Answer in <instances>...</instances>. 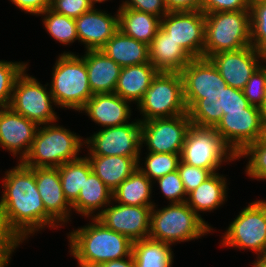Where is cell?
I'll use <instances>...</instances> for the list:
<instances>
[{
	"instance_id": "cell-3",
	"label": "cell",
	"mask_w": 266,
	"mask_h": 267,
	"mask_svg": "<svg viewBox=\"0 0 266 267\" xmlns=\"http://www.w3.org/2000/svg\"><path fill=\"white\" fill-rule=\"evenodd\" d=\"M154 205L150 215L148 238L172 246L188 242L215 231L205 219L199 217L187 204L172 203L159 209Z\"/></svg>"
},
{
	"instance_id": "cell-4",
	"label": "cell",
	"mask_w": 266,
	"mask_h": 267,
	"mask_svg": "<svg viewBox=\"0 0 266 267\" xmlns=\"http://www.w3.org/2000/svg\"><path fill=\"white\" fill-rule=\"evenodd\" d=\"M85 139L56 122L39 125L22 163L30 168L58 167L78 159Z\"/></svg>"
},
{
	"instance_id": "cell-8",
	"label": "cell",
	"mask_w": 266,
	"mask_h": 267,
	"mask_svg": "<svg viewBox=\"0 0 266 267\" xmlns=\"http://www.w3.org/2000/svg\"><path fill=\"white\" fill-rule=\"evenodd\" d=\"M180 159L186 164L216 173L223 163L237 160V155L214 128L191 125Z\"/></svg>"
},
{
	"instance_id": "cell-16",
	"label": "cell",
	"mask_w": 266,
	"mask_h": 267,
	"mask_svg": "<svg viewBox=\"0 0 266 267\" xmlns=\"http://www.w3.org/2000/svg\"><path fill=\"white\" fill-rule=\"evenodd\" d=\"M187 110L206 94L220 93L228 85L207 58L192 59L180 72Z\"/></svg>"
},
{
	"instance_id": "cell-11",
	"label": "cell",
	"mask_w": 266,
	"mask_h": 267,
	"mask_svg": "<svg viewBox=\"0 0 266 267\" xmlns=\"http://www.w3.org/2000/svg\"><path fill=\"white\" fill-rule=\"evenodd\" d=\"M85 147L88 155L141 157V122L102 128L85 138Z\"/></svg>"
},
{
	"instance_id": "cell-10",
	"label": "cell",
	"mask_w": 266,
	"mask_h": 267,
	"mask_svg": "<svg viewBox=\"0 0 266 267\" xmlns=\"http://www.w3.org/2000/svg\"><path fill=\"white\" fill-rule=\"evenodd\" d=\"M27 68L17 77L9 107L38 125L58 122L56 104L50 92L49 83L43 85L34 76L27 74ZM54 103V104H53Z\"/></svg>"
},
{
	"instance_id": "cell-46",
	"label": "cell",
	"mask_w": 266,
	"mask_h": 267,
	"mask_svg": "<svg viewBox=\"0 0 266 267\" xmlns=\"http://www.w3.org/2000/svg\"><path fill=\"white\" fill-rule=\"evenodd\" d=\"M243 90L235 89L228 86L226 111L244 110L249 106Z\"/></svg>"
},
{
	"instance_id": "cell-21",
	"label": "cell",
	"mask_w": 266,
	"mask_h": 267,
	"mask_svg": "<svg viewBox=\"0 0 266 267\" xmlns=\"http://www.w3.org/2000/svg\"><path fill=\"white\" fill-rule=\"evenodd\" d=\"M131 103L116 93L94 94L80 110L101 127L127 124L132 116Z\"/></svg>"
},
{
	"instance_id": "cell-52",
	"label": "cell",
	"mask_w": 266,
	"mask_h": 267,
	"mask_svg": "<svg viewBox=\"0 0 266 267\" xmlns=\"http://www.w3.org/2000/svg\"><path fill=\"white\" fill-rule=\"evenodd\" d=\"M258 141L261 143H266V123L261 124V130Z\"/></svg>"
},
{
	"instance_id": "cell-32",
	"label": "cell",
	"mask_w": 266,
	"mask_h": 267,
	"mask_svg": "<svg viewBox=\"0 0 266 267\" xmlns=\"http://www.w3.org/2000/svg\"><path fill=\"white\" fill-rule=\"evenodd\" d=\"M173 254L171 245L151 238L135 241L132 246L136 267H172Z\"/></svg>"
},
{
	"instance_id": "cell-45",
	"label": "cell",
	"mask_w": 266,
	"mask_h": 267,
	"mask_svg": "<svg viewBox=\"0 0 266 267\" xmlns=\"http://www.w3.org/2000/svg\"><path fill=\"white\" fill-rule=\"evenodd\" d=\"M21 11L32 15H40L50 8L51 0H10Z\"/></svg>"
},
{
	"instance_id": "cell-34",
	"label": "cell",
	"mask_w": 266,
	"mask_h": 267,
	"mask_svg": "<svg viewBox=\"0 0 266 267\" xmlns=\"http://www.w3.org/2000/svg\"><path fill=\"white\" fill-rule=\"evenodd\" d=\"M39 16H43L42 22L50 37L63 44V46L73 44L78 40L74 18L58 14L50 8Z\"/></svg>"
},
{
	"instance_id": "cell-50",
	"label": "cell",
	"mask_w": 266,
	"mask_h": 267,
	"mask_svg": "<svg viewBox=\"0 0 266 267\" xmlns=\"http://www.w3.org/2000/svg\"><path fill=\"white\" fill-rule=\"evenodd\" d=\"M93 267H136V264H135L133 255H131L123 259H116L113 261L100 263Z\"/></svg>"
},
{
	"instance_id": "cell-29",
	"label": "cell",
	"mask_w": 266,
	"mask_h": 267,
	"mask_svg": "<svg viewBox=\"0 0 266 267\" xmlns=\"http://www.w3.org/2000/svg\"><path fill=\"white\" fill-rule=\"evenodd\" d=\"M119 30L137 41L149 45L161 27V18L129 8H118Z\"/></svg>"
},
{
	"instance_id": "cell-22",
	"label": "cell",
	"mask_w": 266,
	"mask_h": 267,
	"mask_svg": "<svg viewBox=\"0 0 266 267\" xmlns=\"http://www.w3.org/2000/svg\"><path fill=\"white\" fill-rule=\"evenodd\" d=\"M149 61L158 70L164 72H181L193 59L161 27L148 45Z\"/></svg>"
},
{
	"instance_id": "cell-9",
	"label": "cell",
	"mask_w": 266,
	"mask_h": 267,
	"mask_svg": "<svg viewBox=\"0 0 266 267\" xmlns=\"http://www.w3.org/2000/svg\"><path fill=\"white\" fill-rule=\"evenodd\" d=\"M220 243L223 247L251 250L257 256L266 251V200H256L230 222Z\"/></svg>"
},
{
	"instance_id": "cell-28",
	"label": "cell",
	"mask_w": 266,
	"mask_h": 267,
	"mask_svg": "<svg viewBox=\"0 0 266 267\" xmlns=\"http://www.w3.org/2000/svg\"><path fill=\"white\" fill-rule=\"evenodd\" d=\"M100 50L122 68L150 63L148 45L123 34L120 30Z\"/></svg>"
},
{
	"instance_id": "cell-37",
	"label": "cell",
	"mask_w": 266,
	"mask_h": 267,
	"mask_svg": "<svg viewBox=\"0 0 266 267\" xmlns=\"http://www.w3.org/2000/svg\"><path fill=\"white\" fill-rule=\"evenodd\" d=\"M28 65L27 62L0 60V108L9 107L15 81Z\"/></svg>"
},
{
	"instance_id": "cell-20",
	"label": "cell",
	"mask_w": 266,
	"mask_h": 267,
	"mask_svg": "<svg viewBox=\"0 0 266 267\" xmlns=\"http://www.w3.org/2000/svg\"><path fill=\"white\" fill-rule=\"evenodd\" d=\"M78 42L84 44L85 50H100L119 30L118 10L114 15L108 14L95 6L75 18Z\"/></svg>"
},
{
	"instance_id": "cell-44",
	"label": "cell",
	"mask_w": 266,
	"mask_h": 267,
	"mask_svg": "<svg viewBox=\"0 0 266 267\" xmlns=\"http://www.w3.org/2000/svg\"><path fill=\"white\" fill-rule=\"evenodd\" d=\"M251 31H266V0H250Z\"/></svg>"
},
{
	"instance_id": "cell-51",
	"label": "cell",
	"mask_w": 266,
	"mask_h": 267,
	"mask_svg": "<svg viewBox=\"0 0 266 267\" xmlns=\"http://www.w3.org/2000/svg\"><path fill=\"white\" fill-rule=\"evenodd\" d=\"M252 264V267H266V251L263 254L256 256V260Z\"/></svg>"
},
{
	"instance_id": "cell-1",
	"label": "cell",
	"mask_w": 266,
	"mask_h": 267,
	"mask_svg": "<svg viewBox=\"0 0 266 267\" xmlns=\"http://www.w3.org/2000/svg\"><path fill=\"white\" fill-rule=\"evenodd\" d=\"M5 171L0 197V235L22 244L36 232L61 227L46 211L35 173L22 162Z\"/></svg>"
},
{
	"instance_id": "cell-54",
	"label": "cell",
	"mask_w": 266,
	"mask_h": 267,
	"mask_svg": "<svg viewBox=\"0 0 266 267\" xmlns=\"http://www.w3.org/2000/svg\"><path fill=\"white\" fill-rule=\"evenodd\" d=\"M94 1V3L96 4V3H103V2H107L108 0H93Z\"/></svg>"
},
{
	"instance_id": "cell-26",
	"label": "cell",
	"mask_w": 266,
	"mask_h": 267,
	"mask_svg": "<svg viewBox=\"0 0 266 267\" xmlns=\"http://www.w3.org/2000/svg\"><path fill=\"white\" fill-rule=\"evenodd\" d=\"M92 171L114 191L137 168L140 157L85 155Z\"/></svg>"
},
{
	"instance_id": "cell-39",
	"label": "cell",
	"mask_w": 266,
	"mask_h": 267,
	"mask_svg": "<svg viewBox=\"0 0 266 267\" xmlns=\"http://www.w3.org/2000/svg\"><path fill=\"white\" fill-rule=\"evenodd\" d=\"M156 181L161 193L169 201V204L186 202L187 193L177 170L156 179L153 183H156Z\"/></svg>"
},
{
	"instance_id": "cell-41",
	"label": "cell",
	"mask_w": 266,
	"mask_h": 267,
	"mask_svg": "<svg viewBox=\"0 0 266 267\" xmlns=\"http://www.w3.org/2000/svg\"><path fill=\"white\" fill-rule=\"evenodd\" d=\"M95 6L93 0H51L50 9L71 18H78Z\"/></svg>"
},
{
	"instance_id": "cell-13",
	"label": "cell",
	"mask_w": 266,
	"mask_h": 267,
	"mask_svg": "<svg viewBox=\"0 0 266 267\" xmlns=\"http://www.w3.org/2000/svg\"><path fill=\"white\" fill-rule=\"evenodd\" d=\"M161 28L193 59L203 58L205 14L202 11L168 12L161 18Z\"/></svg>"
},
{
	"instance_id": "cell-23",
	"label": "cell",
	"mask_w": 266,
	"mask_h": 267,
	"mask_svg": "<svg viewBox=\"0 0 266 267\" xmlns=\"http://www.w3.org/2000/svg\"><path fill=\"white\" fill-rule=\"evenodd\" d=\"M85 60L92 94L114 93L122 67L101 50H86Z\"/></svg>"
},
{
	"instance_id": "cell-17",
	"label": "cell",
	"mask_w": 266,
	"mask_h": 267,
	"mask_svg": "<svg viewBox=\"0 0 266 267\" xmlns=\"http://www.w3.org/2000/svg\"><path fill=\"white\" fill-rule=\"evenodd\" d=\"M39 125L14 112L10 107L0 108V148L17 156L22 162L34 141Z\"/></svg>"
},
{
	"instance_id": "cell-27",
	"label": "cell",
	"mask_w": 266,
	"mask_h": 267,
	"mask_svg": "<svg viewBox=\"0 0 266 267\" xmlns=\"http://www.w3.org/2000/svg\"><path fill=\"white\" fill-rule=\"evenodd\" d=\"M112 192L92 171L85 179L78 198L71 204L72 210L82 217L96 218L112 202Z\"/></svg>"
},
{
	"instance_id": "cell-33",
	"label": "cell",
	"mask_w": 266,
	"mask_h": 267,
	"mask_svg": "<svg viewBox=\"0 0 266 267\" xmlns=\"http://www.w3.org/2000/svg\"><path fill=\"white\" fill-rule=\"evenodd\" d=\"M58 171L64 196L72 204L78 198L85 179L92 172L90 162L87 157L81 156L58 166Z\"/></svg>"
},
{
	"instance_id": "cell-25",
	"label": "cell",
	"mask_w": 266,
	"mask_h": 267,
	"mask_svg": "<svg viewBox=\"0 0 266 267\" xmlns=\"http://www.w3.org/2000/svg\"><path fill=\"white\" fill-rule=\"evenodd\" d=\"M158 70L151 63L123 67L114 93L138 105Z\"/></svg>"
},
{
	"instance_id": "cell-14",
	"label": "cell",
	"mask_w": 266,
	"mask_h": 267,
	"mask_svg": "<svg viewBox=\"0 0 266 267\" xmlns=\"http://www.w3.org/2000/svg\"><path fill=\"white\" fill-rule=\"evenodd\" d=\"M262 120L259 108L249 105L244 110L225 111L214 129L238 155L247 145L258 140Z\"/></svg>"
},
{
	"instance_id": "cell-6",
	"label": "cell",
	"mask_w": 266,
	"mask_h": 267,
	"mask_svg": "<svg viewBox=\"0 0 266 267\" xmlns=\"http://www.w3.org/2000/svg\"><path fill=\"white\" fill-rule=\"evenodd\" d=\"M250 11L205 13L203 58L251 46Z\"/></svg>"
},
{
	"instance_id": "cell-18",
	"label": "cell",
	"mask_w": 266,
	"mask_h": 267,
	"mask_svg": "<svg viewBox=\"0 0 266 267\" xmlns=\"http://www.w3.org/2000/svg\"><path fill=\"white\" fill-rule=\"evenodd\" d=\"M208 59L217 68L226 84L239 90H243L251 75L262 64L253 46L219 52Z\"/></svg>"
},
{
	"instance_id": "cell-49",
	"label": "cell",
	"mask_w": 266,
	"mask_h": 267,
	"mask_svg": "<svg viewBox=\"0 0 266 267\" xmlns=\"http://www.w3.org/2000/svg\"><path fill=\"white\" fill-rule=\"evenodd\" d=\"M251 46L257 50L262 64H266V31H251Z\"/></svg>"
},
{
	"instance_id": "cell-31",
	"label": "cell",
	"mask_w": 266,
	"mask_h": 267,
	"mask_svg": "<svg viewBox=\"0 0 266 267\" xmlns=\"http://www.w3.org/2000/svg\"><path fill=\"white\" fill-rule=\"evenodd\" d=\"M228 86L220 93L206 94L204 99H198L188 110L192 125L214 128L226 111Z\"/></svg>"
},
{
	"instance_id": "cell-2",
	"label": "cell",
	"mask_w": 266,
	"mask_h": 267,
	"mask_svg": "<svg viewBox=\"0 0 266 267\" xmlns=\"http://www.w3.org/2000/svg\"><path fill=\"white\" fill-rule=\"evenodd\" d=\"M67 234L69 253L77 259L78 267L97 264L132 255L133 242L126 236L106 228L96 218Z\"/></svg>"
},
{
	"instance_id": "cell-43",
	"label": "cell",
	"mask_w": 266,
	"mask_h": 267,
	"mask_svg": "<svg viewBox=\"0 0 266 267\" xmlns=\"http://www.w3.org/2000/svg\"><path fill=\"white\" fill-rule=\"evenodd\" d=\"M119 8H129L163 18L168 10L164 0H123Z\"/></svg>"
},
{
	"instance_id": "cell-53",
	"label": "cell",
	"mask_w": 266,
	"mask_h": 267,
	"mask_svg": "<svg viewBox=\"0 0 266 267\" xmlns=\"http://www.w3.org/2000/svg\"><path fill=\"white\" fill-rule=\"evenodd\" d=\"M259 111L263 118L262 123H266V97L264 98L262 104L259 106Z\"/></svg>"
},
{
	"instance_id": "cell-38",
	"label": "cell",
	"mask_w": 266,
	"mask_h": 267,
	"mask_svg": "<svg viewBox=\"0 0 266 267\" xmlns=\"http://www.w3.org/2000/svg\"><path fill=\"white\" fill-rule=\"evenodd\" d=\"M245 98L250 105L259 106L266 97V65L261 64L251 75L243 88Z\"/></svg>"
},
{
	"instance_id": "cell-36",
	"label": "cell",
	"mask_w": 266,
	"mask_h": 267,
	"mask_svg": "<svg viewBox=\"0 0 266 267\" xmlns=\"http://www.w3.org/2000/svg\"><path fill=\"white\" fill-rule=\"evenodd\" d=\"M248 158L245 174L251 179L266 180V143L258 140L247 145L238 155L240 158Z\"/></svg>"
},
{
	"instance_id": "cell-30",
	"label": "cell",
	"mask_w": 266,
	"mask_h": 267,
	"mask_svg": "<svg viewBox=\"0 0 266 267\" xmlns=\"http://www.w3.org/2000/svg\"><path fill=\"white\" fill-rule=\"evenodd\" d=\"M153 182L137 167L113 192L114 203L132 206H154L151 201Z\"/></svg>"
},
{
	"instance_id": "cell-40",
	"label": "cell",
	"mask_w": 266,
	"mask_h": 267,
	"mask_svg": "<svg viewBox=\"0 0 266 267\" xmlns=\"http://www.w3.org/2000/svg\"><path fill=\"white\" fill-rule=\"evenodd\" d=\"M177 171L187 194L196 189L213 174L208 169L198 168L182 161H180Z\"/></svg>"
},
{
	"instance_id": "cell-24",
	"label": "cell",
	"mask_w": 266,
	"mask_h": 267,
	"mask_svg": "<svg viewBox=\"0 0 266 267\" xmlns=\"http://www.w3.org/2000/svg\"><path fill=\"white\" fill-rule=\"evenodd\" d=\"M227 182L223 174L213 173L187 194L186 204L201 218L200 212H214L213 210H217L227 201Z\"/></svg>"
},
{
	"instance_id": "cell-19",
	"label": "cell",
	"mask_w": 266,
	"mask_h": 267,
	"mask_svg": "<svg viewBox=\"0 0 266 267\" xmlns=\"http://www.w3.org/2000/svg\"><path fill=\"white\" fill-rule=\"evenodd\" d=\"M32 170L45 211L60 226L66 225L71 219L72 206L64 196L58 167L32 168Z\"/></svg>"
},
{
	"instance_id": "cell-5",
	"label": "cell",
	"mask_w": 266,
	"mask_h": 267,
	"mask_svg": "<svg viewBox=\"0 0 266 267\" xmlns=\"http://www.w3.org/2000/svg\"><path fill=\"white\" fill-rule=\"evenodd\" d=\"M52 67L50 92L56 106L80 112L93 96L85 60L73 52L59 54Z\"/></svg>"
},
{
	"instance_id": "cell-42",
	"label": "cell",
	"mask_w": 266,
	"mask_h": 267,
	"mask_svg": "<svg viewBox=\"0 0 266 267\" xmlns=\"http://www.w3.org/2000/svg\"><path fill=\"white\" fill-rule=\"evenodd\" d=\"M250 0H201V11L205 13L224 11H250Z\"/></svg>"
},
{
	"instance_id": "cell-47",
	"label": "cell",
	"mask_w": 266,
	"mask_h": 267,
	"mask_svg": "<svg viewBox=\"0 0 266 267\" xmlns=\"http://www.w3.org/2000/svg\"><path fill=\"white\" fill-rule=\"evenodd\" d=\"M168 12L201 11V0H164Z\"/></svg>"
},
{
	"instance_id": "cell-48",
	"label": "cell",
	"mask_w": 266,
	"mask_h": 267,
	"mask_svg": "<svg viewBox=\"0 0 266 267\" xmlns=\"http://www.w3.org/2000/svg\"><path fill=\"white\" fill-rule=\"evenodd\" d=\"M19 244L14 243L11 239L0 235V267H8L11 256Z\"/></svg>"
},
{
	"instance_id": "cell-7",
	"label": "cell",
	"mask_w": 266,
	"mask_h": 267,
	"mask_svg": "<svg viewBox=\"0 0 266 267\" xmlns=\"http://www.w3.org/2000/svg\"><path fill=\"white\" fill-rule=\"evenodd\" d=\"M137 107L140 122L188 114L180 72L158 71Z\"/></svg>"
},
{
	"instance_id": "cell-15",
	"label": "cell",
	"mask_w": 266,
	"mask_h": 267,
	"mask_svg": "<svg viewBox=\"0 0 266 267\" xmlns=\"http://www.w3.org/2000/svg\"><path fill=\"white\" fill-rule=\"evenodd\" d=\"M152 207L119 203L115 205L114 201H112L96 219L106 228L120 233L135 242L146 239L149 236Z\"/></svg>"
},
{
	"instance_id": "cell-12",
	"label": "cell",
	"mask_w": 266,
	"mask_h": 267,
	"mask_svg": "<svg viewBox=\"0 0 266 267\" xmlns=\"http://www.w3.org/2000/svg\"><path fill=\"white\" fill-rule=\"evenodd\" d=\"M191 125L188 114L141 122V148L145 145L147 152L181 153Z\"/></svg>"
},
{
	"instance_id": "cell-35",
	"label": "cell",
	"mask_w": 266,
	"mask_h": 267,
	"mask_svg": "<svg viewBox=\"0 0 266 267\" xmlns=\"http://www.w3.org/2000/svg\"><path fill=\"white\" fill-rule=\"evenodd\" d=\"M148 153V154H147ZM142 160V164L138 161V168L152 181L163 177L178 169L180 153H154L147 152ZM144 163V166H143ZM142 165V166H141Z\"/></svg>"
}]
</instances>
